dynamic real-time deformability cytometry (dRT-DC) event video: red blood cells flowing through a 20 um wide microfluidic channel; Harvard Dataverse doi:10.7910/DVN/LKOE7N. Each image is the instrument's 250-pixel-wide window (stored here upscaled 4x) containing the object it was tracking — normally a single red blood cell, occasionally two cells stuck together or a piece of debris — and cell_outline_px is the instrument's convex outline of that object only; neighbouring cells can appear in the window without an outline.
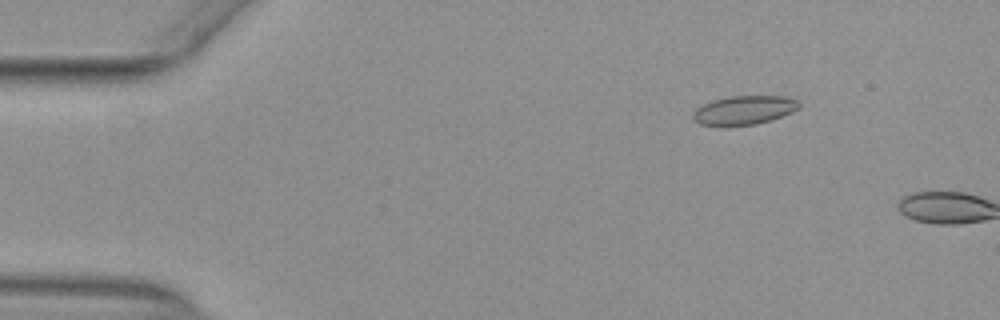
{"species": "common noctule bat (a hibernating species)", "species_latin": "Nyctalus noctula", "temperature_condition": "warm", "stored_images_in_passage": 9, "camera_frame_rate_fps": 3000, "um_per_image_px": 0.085, "animal": {"sex": "female", "body_mass_g": 29.2, "forearm_length_mm": 56.3}, "frame": {"image": 1, "passage_image": 8, "time_ms": 2.333, "image_size_px": [1000, 320], "cell_outline_px": [[800, 108], [792, 112], [772, 120], [756, 124], [724, 128], [716, 128], [700, 124], [692, 120], [692, 112], [696, 108], [712, 100], [728, 96], [788, 96], [800, 100]], "centroid_in_image_um": [63.21, 9.4], "position_along_channel_um": 21.8, "area_um2": 18.73}}